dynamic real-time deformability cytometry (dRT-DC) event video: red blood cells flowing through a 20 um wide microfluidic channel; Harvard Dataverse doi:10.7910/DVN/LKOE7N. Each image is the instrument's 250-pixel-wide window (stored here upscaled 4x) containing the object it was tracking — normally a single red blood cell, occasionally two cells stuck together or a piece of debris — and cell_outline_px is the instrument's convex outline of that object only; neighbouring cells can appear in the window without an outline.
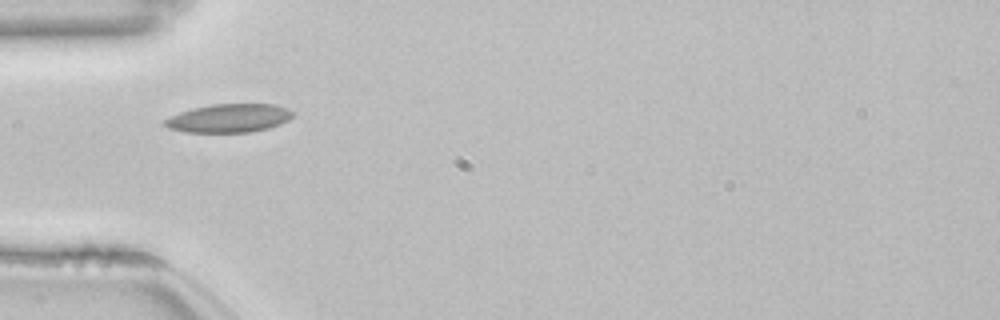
{"species": "common noctule bat (a hibernating species)", "species_latin": "Nyctalus noctula", "temperature_condition": "room temperature", "stored_images_in_passage": 37, "camera_frame_rate_fps": 3000, "um_per_image_px": 0.085, "animal": {"sex": "female", "body_mass_g": 22.7, "forearm_length_mm": 54.2}, "frame": {"image": 1, "passage_image": 1, "time_ms": 0.0, "image_size_px": [1000, 320], "cell_outline_px": [[296, 112], [288, 120], [280, 124], [268, 128], [248, 132], [184, 132], [168, 128], [160, 124], [160, 120], [180, 112], [192, 108], [212, 104], [276, 104], [288, 108]], "centroid_in_image_um": [19.42, 10.04], "position_along_channel_um": 65.6, "area_um2": 21.56}, "authors_computed_cell_mechanics": {"area_um2": 19.941, "velocity_mm_per_s": 3.8264, "shape_relaxation_time_tau1_ms": null, "shape_relaxation_time_tau2_ms": 2.3778, "deformation_change_tau1": null, "deformation_change_tau2": 0.0686}}